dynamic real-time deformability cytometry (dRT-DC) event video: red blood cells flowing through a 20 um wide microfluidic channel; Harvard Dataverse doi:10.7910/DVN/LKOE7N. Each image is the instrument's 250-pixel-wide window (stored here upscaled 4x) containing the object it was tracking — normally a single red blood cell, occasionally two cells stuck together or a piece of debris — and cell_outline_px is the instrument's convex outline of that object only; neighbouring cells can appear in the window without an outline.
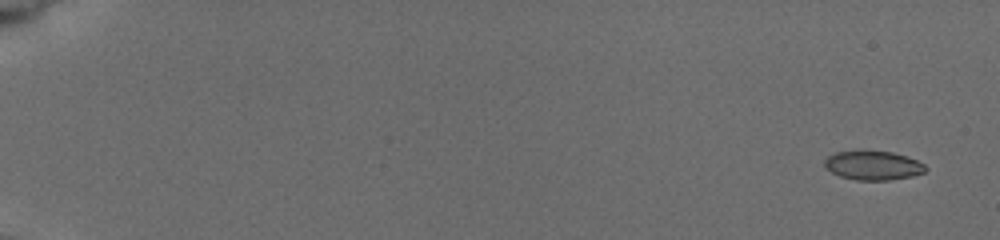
{"species": "common noctule bat (a hibernating species)", "species_latin": "Nyctalus noctula", "temperature_condition": "cold", "stored_images_in_passage": 10, "camera_frame_rate_fps": 3000, "um_per_image_px": 0.085, "animal": {"sex": "female", "body_mass_g": 19.5, "forearm_length_mm": 54.1}, "frame": {"image": 1, "passage_image": 1, "time_ms": 0.0, "image_size_px": [1000, 240], "cell_outline_px": [[928, 168], [924, 172], [912, 176], [888, 180], [856, 180], [840, 176], [824, 168], [824, 160], [828, 156], [836, 152], [860, 148], [864, 148], [892, 152], [908, 156], [924, 164]], "centroid_in_image_um": [74.18, 14.01], "position_along_channel_um": 10.8, "area_um2": 17.74}}
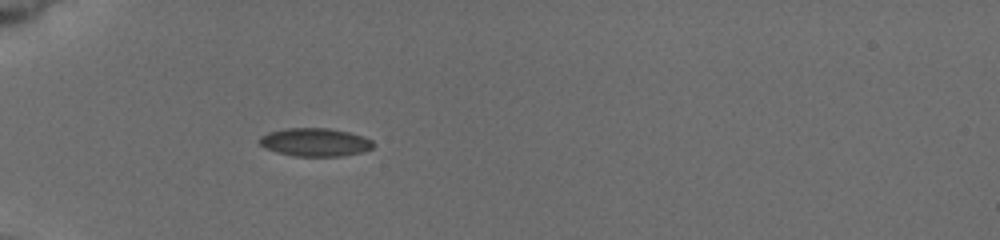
{"frame": {"image": 2, "passage_image": 6, "time_ms": 5.667, "image_size_px": [1000, 240], "cell_outline_px": [[376, 144], [372, 148], [364, 152], [340, 156], [296, 156], [276, 152], [264, 148], [260, 144], [260, 136], [268, 132], [288, 128], [328, 128], [348, 132], [372, 140]], "centroid_in_image_um": [26.78, 12.09], "position_along_channel_um": 58.2, "area_um2": 18.67}}
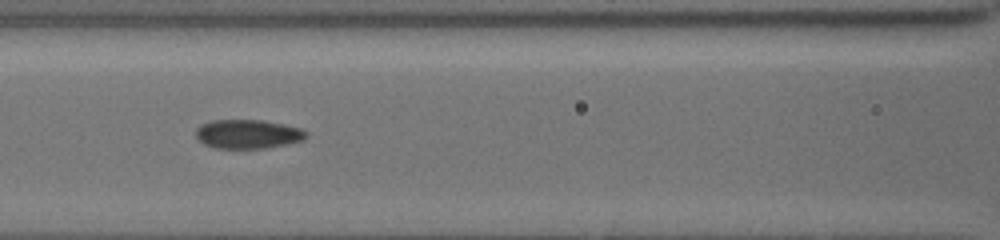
{"frame": {"image": 3, "passage_image": 9, "time_ms": 8.333, "image_size_px": [1000, 240], "cell_outline_px": [[308, 136], [304, 140], [268, 148], [216, 148], [204, 144], [196, 136], [196, 128], [200, 124], [212, 120], [260, 120], [300, 128], [308, 132]], "centroid_in_image_um": [21.06, 11.4], "position_along_channel_um": 145.5, "area_um2": 18.61}}